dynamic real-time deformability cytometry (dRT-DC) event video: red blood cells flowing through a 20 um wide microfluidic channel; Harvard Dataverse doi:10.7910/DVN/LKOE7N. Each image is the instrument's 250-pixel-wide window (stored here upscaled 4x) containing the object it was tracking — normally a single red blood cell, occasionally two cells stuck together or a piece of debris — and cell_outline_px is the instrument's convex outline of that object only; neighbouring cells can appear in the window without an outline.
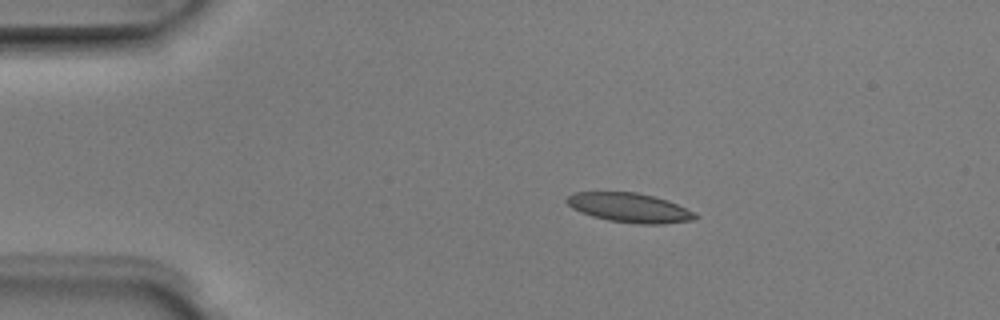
{"species": "Egyptian fruit bat (a non-hibernating species)", "species_latin": "Rousettus aegyptiacus", "temperature_condition": "room temperature", "stored_images_in_passage": 6, "camera_frame_rate_fps": 3000, "um_per_image_px": 0.085, "animal": {"sex": "male"}, "frame": {"image": 1, "passage_image": 2, "time_ms": 0.333, "image_size_px": [1000, 320], "cell_outline_px": [[700, 216], [696, 220], [664, 224], [636, 224], [608, 220], [592, 216], [580, 212], [572, 208], [564, 200], [572, 192], [636, 192], [668, 200], [696, 212]], "centroid_in_image_um": [53.55, 17.66], "position_along_channel_um": 31.5, "area_um2": 22.25}}
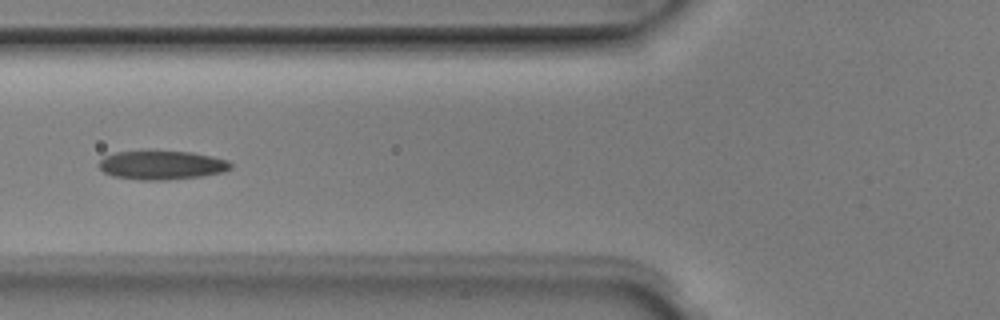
{"frame": {"image": 2, "passage_image": 4, "time_ms": 1.0, "image_size_px": [1000, 320], "cell_outline_px": [[232, 168], [224, 172], [204, 176], [164, 180], [140, 180], [112, 176], [104, 172], [100, 168], [100, 160], [104, 156], [116, 152], [148, 148], [192, 152], [212, 156], [228, 160], [232, 164]], "centroid_in_image_um": [13.75, 13.99], "position_along_channel_um": 112.1, "area_um2": 23.12}}
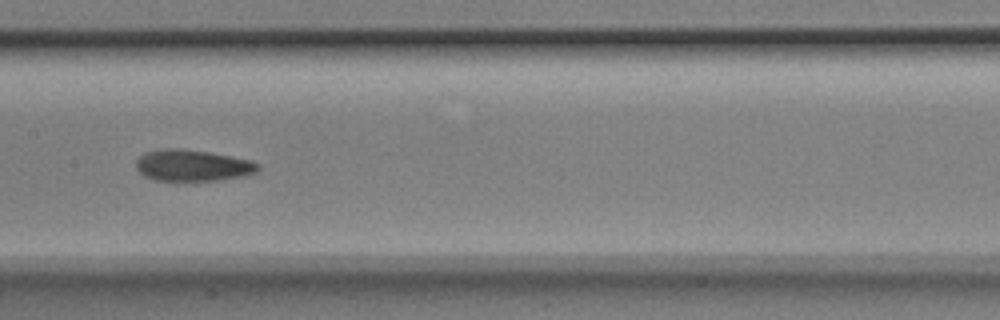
{"frame": {"image": 3, "passage_image": 6, "time_ms": 1.667, "image_size_px": [1000, 320], "cell_outline_px": [[260, 168], [256, 172], [248, 176], [220, 180], [156, 180], [144, 176], [136, 168], [136, 160], [144, 152], [164, 148], [184, 148], [232, 156], [252, 160], [260, 164]], "centroid_in_image_um": [16.41, 14.05], "position_along_channel_um": 191.0, "area_um2": 22.6}}